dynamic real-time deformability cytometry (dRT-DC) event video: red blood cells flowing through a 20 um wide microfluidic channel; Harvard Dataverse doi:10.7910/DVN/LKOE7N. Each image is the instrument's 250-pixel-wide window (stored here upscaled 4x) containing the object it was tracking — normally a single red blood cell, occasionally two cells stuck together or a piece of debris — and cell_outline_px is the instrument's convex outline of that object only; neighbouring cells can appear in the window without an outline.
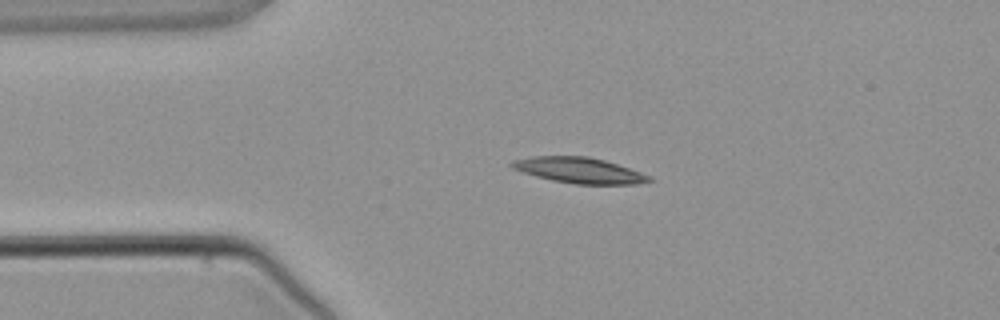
{"species": "common noctule bat (a hibernating species)", "species_latin": "Nyctalus noctula", "temperature_condition": "warm", "stored_images_in_passage": 3, "camera_frame_rate_fps": 3000, "um_per_image_px": 0.085, "animal": {"sex": "male", "body_mass_g": 21.5, "forearm_length_mm": 52.0}, "frame": {"image": 1, "passage_image": 3, "time_ms": 3.333, "image_size_px": [1000, 320], "cell_outline_px": [[652, 180], [636, 184], [576, 184], [552, 180], [536, 176], [512, 168], [508, 164], [512, 160], [532, 156], [588, 156], [604, 160], [652, 176]], "centroid_in_image_um": [49.2, 14.47], "position_along_channel_um": 35.8, "area_um2": 20.4}}